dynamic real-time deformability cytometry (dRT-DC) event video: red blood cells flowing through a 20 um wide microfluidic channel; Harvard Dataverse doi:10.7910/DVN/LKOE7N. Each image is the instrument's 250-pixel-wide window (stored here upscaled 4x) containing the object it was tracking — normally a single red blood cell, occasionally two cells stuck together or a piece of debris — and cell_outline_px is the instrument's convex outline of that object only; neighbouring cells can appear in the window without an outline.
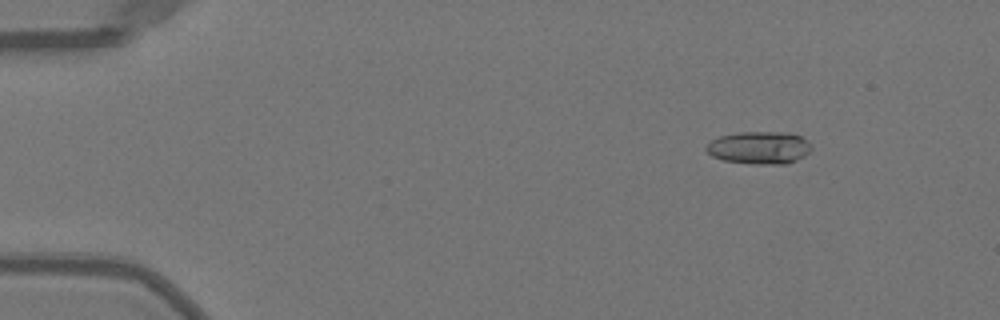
{"species": "Egyptian fruit bat (a non-hibernating species)", "species_latin": "Rousettus aegyptiacus", "temperature_condition": "warm", "stored_images_in_passage": 52, "camera_frame_rate_fps": 3000, "um_per_image_px": 0.085, "animal": {"sex": "female"}, "frame": {"image": 1, "passage_image": 7, "time_ms": 2.0, "image_size_px": [1000, 320], "cell_outline_px": [[812, 148], [804, 156], [788, 164], [752, 164], [724, 160], [712, 156], [704, 148], [712, 140], [720, 136], [736, 132], [788, 132], [800, 136], [808, 140]], "centroid_in_image_um": [64.55, 12.55], "position_along_channel_um": 20.4, "area_um2": 20.06}}
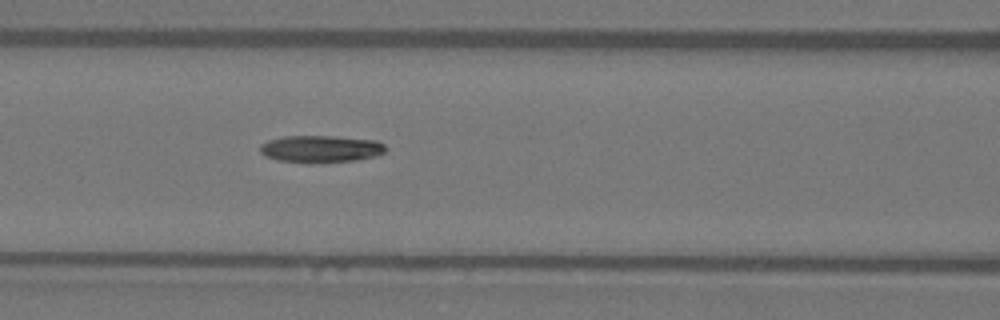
{"frame": {"image": 2, "passage_image": 23, "time_ms": 7.333, "image_size_px": [1000, 320], "cell_outline_px": [[384, 152], [376, 156], [356, 160], [312, 164], [308, 164], [276, 160], [264, 156], [260, 152], [260, 144], [268, 140], [284, 136], [332, 136], [376, 140], [384, 144]], "centroid_in_image_um": [27.21, 12.67], "position_along_channel_um": 139.4, "area_um2": 20.17}}
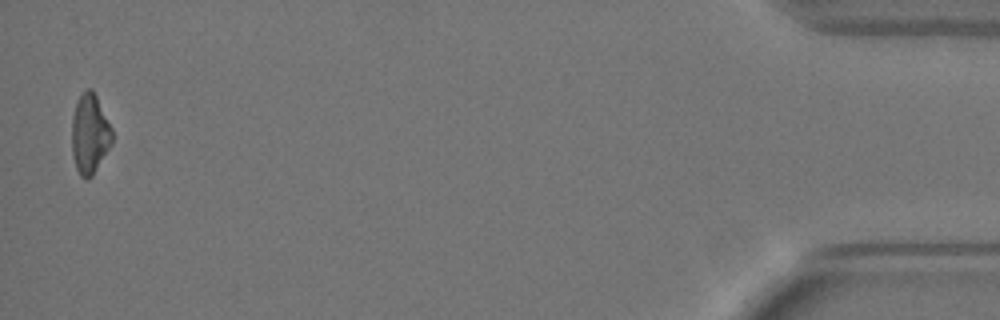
{"frame": {"image": 3, "passage_image": 51, "time_ms": 16.667, "image_size_px": [1000, 320], "cell_outline_px": [[112, 144], [92, 176], [88, 180], [80, 176], [76, 168], [72, 156], [72, 116], [76, 104], [80, 96], [88, 88], [92, 88], [112, 128]], "centroid_in_image_um": [7.63, 11.42], "position_along_channel_um": 427.6, "area_um2": 18.67}}